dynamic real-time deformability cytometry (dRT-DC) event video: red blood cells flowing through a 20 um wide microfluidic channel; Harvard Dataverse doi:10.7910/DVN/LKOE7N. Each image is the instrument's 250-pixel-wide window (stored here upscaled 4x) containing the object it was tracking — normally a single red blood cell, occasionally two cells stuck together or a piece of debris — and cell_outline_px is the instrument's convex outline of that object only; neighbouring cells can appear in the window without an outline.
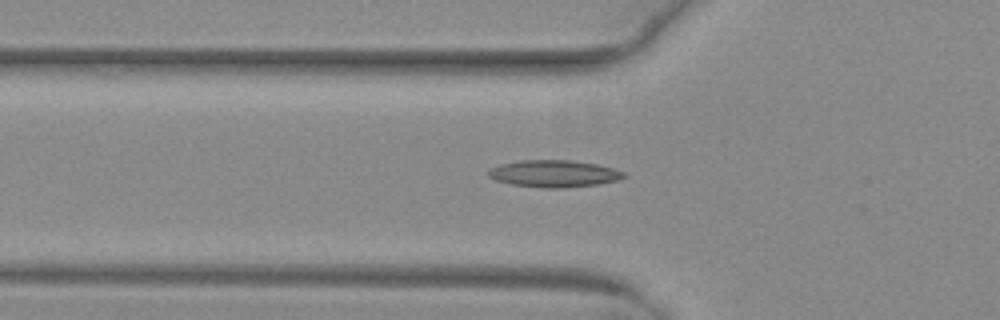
{"species": "common noctule bat (a hibernating species)", "species_latin": "Nyctalus noctula", "temperature_condition": "warm", "stored_images_in_passage": 47, "camera_frame_rate_fps": 3000, "um_per_image_px": 0.085, "animal": {"sex": "female", "body_mass_g": 29.2, "forearm_length_mm": 56.3}, "frame": {"image": 1, "passage_image": 18, "time_ms": 5.667, "image_size_px": [1000, 320], "cell_outline_px": [[624, 176], [620, 180], [600, 184], [564, 188], [544, 188], [512, 184], [496, 180], [488, 176], [488, 172], [492, 168], [500, 164], [520, 160], [572, 160], [596, 164], [612, 168], [624, 172]], "centroid_in_image_um": [47.1, 14.76], "position_along_channel_um": 78.7, "area_um2": 21.27}}
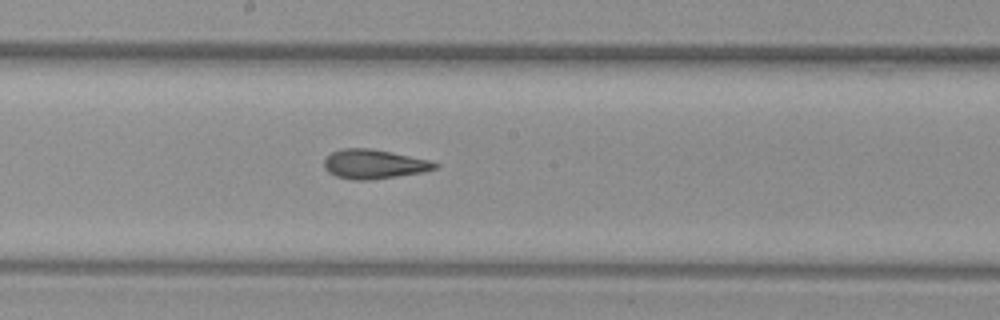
{"frame": {"image": 2, "passage_image": 28, "time_ms": 9.0, "image_size_px": [1000, 320], "cell_outline_px": [[440, 164], [436, 168], [424, 172], [368, 180], [352, 180], [336, 176], [328, 172], [324, 168], [324, 160], [332, 152], [340, 148], [372, 148], [428, 160]], "centroid_in_image_um": [31.76, 13.95], "position_along_channel_um": 216.4, "area_um2": 18.84}}
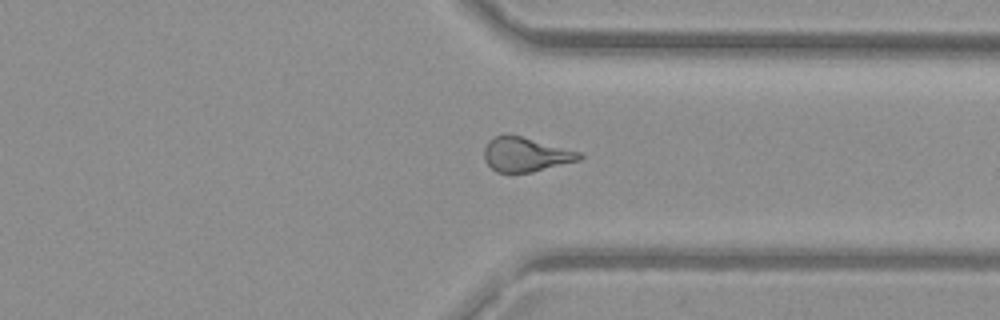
{"frame": {"image": 3, "passage_image": 39, "time_ms": 12.667, "image_size_px": [1000, 320], "cell_outline_px": [[584, 156], [580, 160], [532, 172], [496, 172], [484, 160], [484, 148], [488, 140], [496, 136], [520, 136], [580, 152]], "centroid_in_image_um": [44.68, 13.15], "position_along_channel_um": 366.7, "area_um2": 18.67}, "authors_computed_cell_mechanics": {"area_um2": 19.1318, "velocity_mm_per_s": 4.1144, "shape_relaxation_time_tau1_ms": null, "shape_relaxation_time_tau2_ms": 2.0091, "deformation_change_tau1": null, "deformation_change_tau2": 0.1113}}